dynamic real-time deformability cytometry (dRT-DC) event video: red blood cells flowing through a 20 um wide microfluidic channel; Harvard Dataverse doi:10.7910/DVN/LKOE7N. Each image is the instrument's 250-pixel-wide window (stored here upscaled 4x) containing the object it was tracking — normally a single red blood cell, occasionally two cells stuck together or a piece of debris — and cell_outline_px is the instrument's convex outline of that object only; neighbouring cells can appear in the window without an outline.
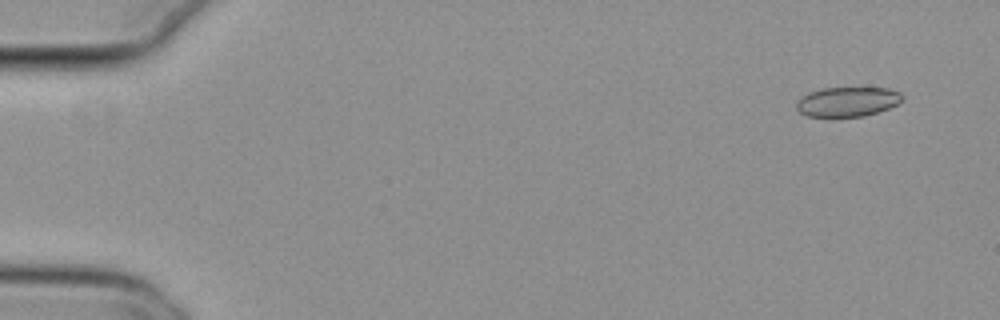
{"species": "common noctule bat (a hibernating species)", "species_latin": "Nyctalus noctula", "temperature_condition": "cold", "stored_images_in_passage": 52, "camera_frame_rate_fps": 3000, "um_per_image_px": 0.085, "animal": {"sex": "female", "body_mass_g": 29.2, "forearm_length_mm": 56.3}, "frame": {"image": 1, "passage_image": 1, "time_ms": 0.0, "image_size_px": [1000, 320], "cell_outline_px": [[904, 100], [888, 108], [864, 116], [828, 120], [808, 116], [800, 112], [796, 108], [796, 100], [808, 92], [820, 88], [888, 88], [900, 92], [904, 96]], "centroid_in_image_um": [71.98, 8.69], "position_along_channel_um": 13.0, "area_um2": 19.07}}
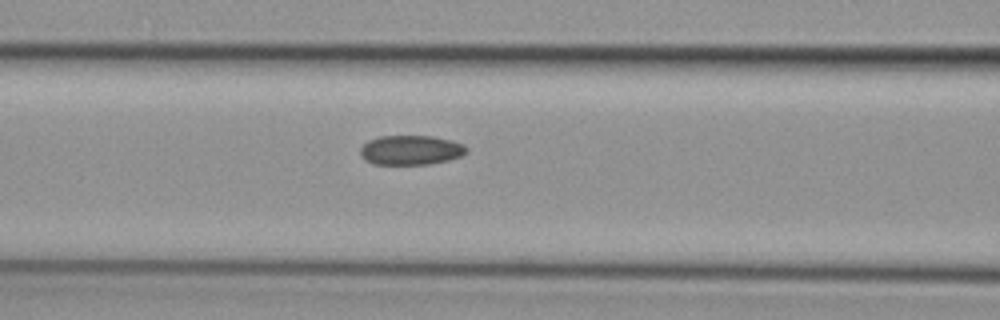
{"frame": {"image": 2, "passage_image": 21, "time_ms": 6.667, "image_size_px": [1000, 320], "cell_outline_px": [[468, 152], [460, 156], [448, 160], [428, 164], [372, 164], [364, 160], [360, 156], [360, 148], [368, 140], [380, 136], [432, 136], [452, 140], [464, 144], [468, 148]], "centroid_in_image_um": [34.91, 12.75], "position_along_channel_um": 131.7, "area_um2": 18.44}}
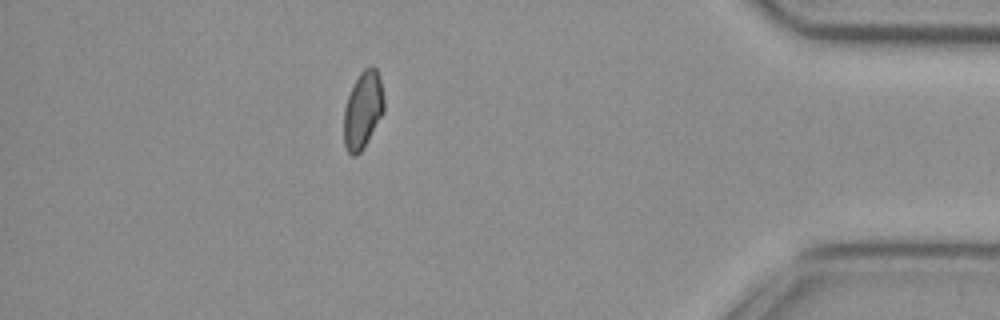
{"frame": {"image": 3, "passage_image": 46, "time_ms": 15.0, "image_size_px": [1000, 320], "cell_outline_px": [[384, 108], [364, 148], [356, 156], [352, 156], [348, 152], [344, 144], [344, 108], [348, 96], [360, 72], [364, 68], [376, 68], [380, 76], [384, 100]], "centroid_in_image_um": [30.83, 9.36], "position_along_channel_um": 404.4, "area_um2": 17.74}, "authors_computed_cell_mechanics": {"area_um2": 18.5538, "velocity_mm_per_s": 3.7908, "shape_relaxation_time_tau1_ms": null, "shape_relaxation_time_tau2_ms": 4.3956, "deformation_change_tau1": null, "deformation_change_tau2": 0.0816}}